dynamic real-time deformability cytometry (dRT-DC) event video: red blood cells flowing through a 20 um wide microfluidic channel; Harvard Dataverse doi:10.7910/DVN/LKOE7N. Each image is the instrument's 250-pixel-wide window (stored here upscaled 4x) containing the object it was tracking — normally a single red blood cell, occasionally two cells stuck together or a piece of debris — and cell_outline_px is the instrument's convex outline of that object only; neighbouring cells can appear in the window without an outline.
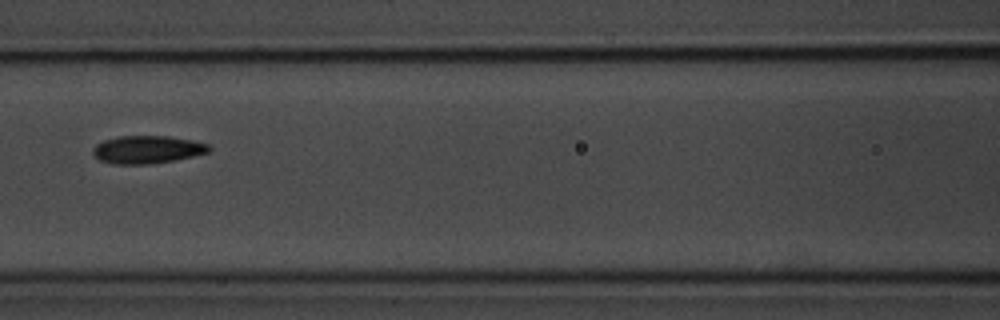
{"species": "common noctule bat (a hibernating species)", "species_latin": "Nyctalus noctula", "temperature_condition": "room temperature", "stored_images_in_passage": 10, "camera_frame_rate_fps": 3000, "um_per_image_px": 0.085, "animal": {"sex": "male", "body_mass_g": 20.1, "forearm_length_mm": 53.5}, "frame": {"image": 1, "passage_image": 7, "time_ms": 34.667, "image_size_px": [1000, 320], "cell_outline_px": [[212, 148], [208, 152], [192, 156], [172, 160], [148, 164], [112, 164], [100, 160], [92, 152], [92, 148], [96, 144], [104, 140], [116, 136], [168, 136], [192, 140], [208, 144]], "centroid_in_image_um": [12.49, 12.7], "position_along_channel_um": 154.1, "area_um2": 18.73}}
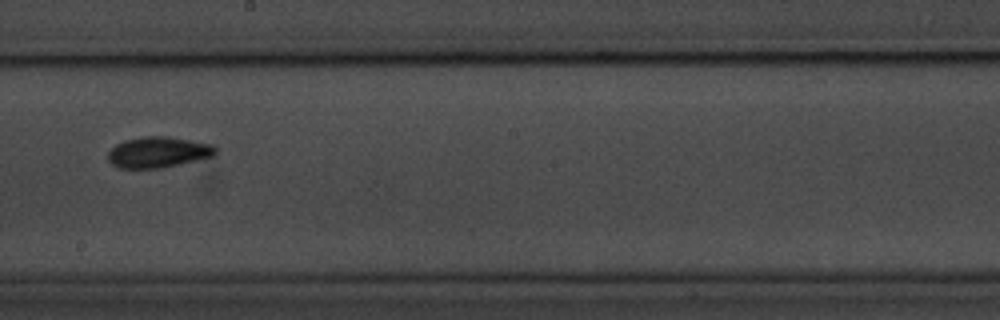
{"frame": {"image": 2, "passage_image": 9, "time_ms": 37.0, "image_size_px": [1000, 320], "cell_outline_px": [[216, 156], [180, 164], [160, 168], [120, 168], [112, 164], [108, 160], [108, 152], [116, 144], [124, 140], [140, 136], [168, 136], [212, 144], [216, 148]], "centroid_in_image_um": [13.45, 12.93], "position_along_channel_um": 234.7, "area_um2": 19.48}}